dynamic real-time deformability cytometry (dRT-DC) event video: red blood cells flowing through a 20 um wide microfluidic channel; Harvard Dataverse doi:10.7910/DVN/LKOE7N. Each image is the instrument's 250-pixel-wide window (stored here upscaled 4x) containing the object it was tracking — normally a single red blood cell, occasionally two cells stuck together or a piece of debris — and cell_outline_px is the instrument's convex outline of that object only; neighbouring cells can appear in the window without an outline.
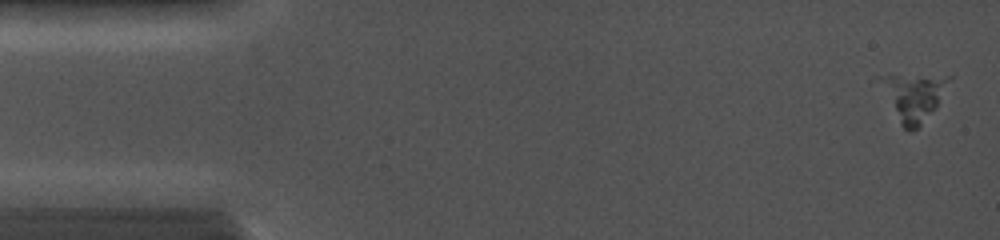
{"species": "common noctule bat (a hibernating species)", "species_latin": "Nyctalus noctula", "temperature_condition": "cold", "stored_images_in_passage": 8, "camera_frame_rate_fps": 5000, "um_per_image_px": 0.085, "animal": {"sex": "female", "body_mass_g": 19.0, "forearm_length_mm": 56.7}, "frame": {"image": 1, "passage_image": 1, "time_ms": 0.0, "image_size_px": [1000, 240], "cell_outline_px": [[952, 76], [936, 108], [916, 128], [908, 132], [900, 124], [888, 80], [888, 76]], "centroid_in_image_um": [77.9, 8.28], "position_along_channel_um": 7.1, "area_um2": 16.3}}
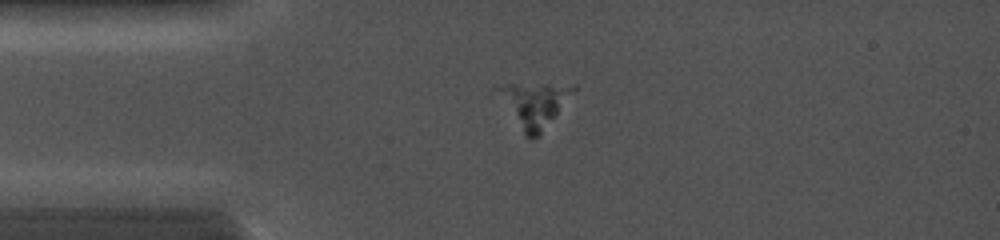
{"frame": {"image": 2, "passage_image": 7, "time_ms": 3.2, "image_size_px": [1000, 240], "cell_outline_px": [[576, 88], [540, 136], [532, 140], [524, 136], [488, 96], [492, 88], [508, 84], [576, 84]], "centroid_in_image_um": [45.16, 8.91], "position_along_channel_um": 39.8, "area_um2": 21.39}}